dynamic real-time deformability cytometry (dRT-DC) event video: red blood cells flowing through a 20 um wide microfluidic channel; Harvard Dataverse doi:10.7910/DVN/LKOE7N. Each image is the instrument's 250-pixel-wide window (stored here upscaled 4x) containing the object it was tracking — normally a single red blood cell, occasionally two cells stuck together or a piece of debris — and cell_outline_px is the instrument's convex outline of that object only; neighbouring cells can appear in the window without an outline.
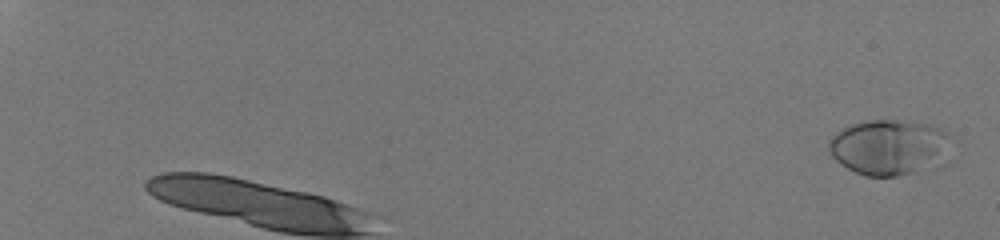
{"species": "human", "species_latin": "Homo sapiens", "temperature_condition": "room temperature", "stored_images_in_passage": 22, "camera_frame_rate_fps": 3000, "um_per_image_px": 0.085, "donor": {"sex": "male"}, "frame": {"image": 1, "passage_image": 2, "time_ms": 0.333, "image_size_px": [1000, 240], "cell_outline_px": [[952, 136], [948, 164], [940, 168], [896, 176], [864, 176], [840, 164], [832, 156], [828, 148], [828, 140], [832, 136], [844, 128], [852, 124], [868, 120], [896, 120], [928, 124], [940, 128]], "centroid_in_image_um": [75.71, 12.55], "position_along_channel_um": 9.3, "area_um2": 40.75}}